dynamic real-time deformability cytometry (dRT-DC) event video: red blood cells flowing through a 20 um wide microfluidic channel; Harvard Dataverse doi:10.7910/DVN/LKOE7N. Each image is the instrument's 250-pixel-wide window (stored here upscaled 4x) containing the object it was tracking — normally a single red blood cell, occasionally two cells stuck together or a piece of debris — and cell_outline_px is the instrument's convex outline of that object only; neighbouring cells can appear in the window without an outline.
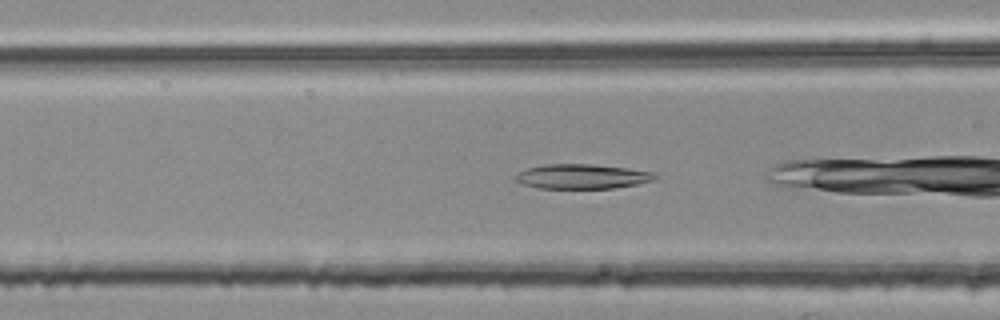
{"species": "common noctule bat (a hibernating species)", "species_latin": "Nyctalus noctula", "temperature_condition": "room temperature", "stored_images_in_passage": 25, "camera_frame_rate_fps": 3000, "um_per_image_px": 0.085, "animal": {"sex": "female", "body_mass_g": 25.1}, "frame": {"image": 1, "passage_image": 4, "time_ms": 1.0, "image_size_px": [1000, 320], "cell_outline_px": [[656, 176], [652, 180], [636, 184], [612, 188], [536, 188], [524, 184], [516, 180], [512, 176], [528, 168], [544, 164], [592, 164], [628, 168], [652, 172]], "centroid_in_image_um": [49.43, 14.99], "position_along_channel_um": 117.2, "area_um2": 19.83}}